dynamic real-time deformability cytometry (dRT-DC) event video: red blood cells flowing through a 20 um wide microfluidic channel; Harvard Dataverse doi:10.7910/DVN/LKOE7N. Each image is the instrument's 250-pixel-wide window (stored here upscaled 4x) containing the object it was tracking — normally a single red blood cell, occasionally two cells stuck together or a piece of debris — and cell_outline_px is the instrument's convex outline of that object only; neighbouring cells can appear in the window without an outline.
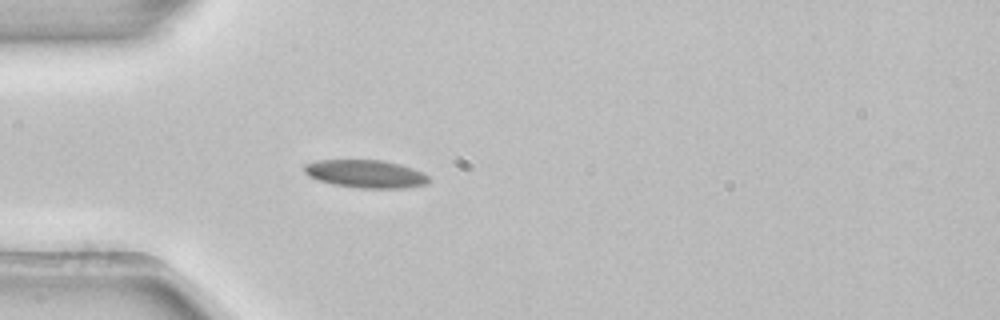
{"species": "common noctule bat (a hibernating species)", "species_latin": "Nyctalus noctula", "temperature_condition": "room temperature", "stored_images_in_passage": 3, "camera_frame_rate_fps": 3000, "um_per_image_px": 0.085, "animal": {"sex": "female", "body_mass_g": 22.7, "forearm_length_mm": 54.2}, "frame": {"image": 1, "passage_image": 3, "time_ms": 0.667, "image_size_px": [1000, 320], "cell_outline_px": [[432, 180], [428, 184], [400, 188], [360, 188], [332, 184], [308, 176], [304, 172], [304, 164], [316, 160], [384, 160], [400, 164], [412, 168], [428, 176]], "centroid_in_image_um": [31.08, 14.77], "position_along_channel_um": 53.9, "area_um2": 20.29}}